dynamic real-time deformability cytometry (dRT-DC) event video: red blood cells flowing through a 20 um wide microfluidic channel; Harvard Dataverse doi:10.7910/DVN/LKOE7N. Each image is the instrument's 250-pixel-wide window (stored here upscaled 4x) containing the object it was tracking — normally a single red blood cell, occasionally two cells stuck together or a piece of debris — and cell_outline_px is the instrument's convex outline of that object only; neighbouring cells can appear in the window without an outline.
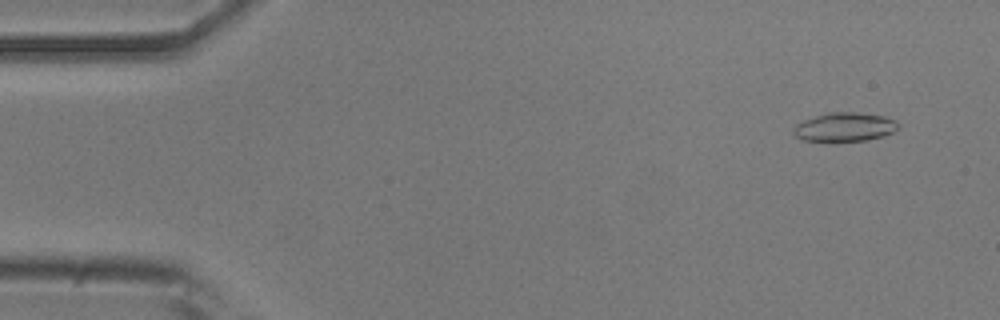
{"species": "common noctule bat (a hibernating species)", "species_latin": "Nyctalus noctula", "temperature_condition": "room temperature", "stored_images_in_passage": 25, "camera_frame_rate_fps": 3000, "um_per_image_px": 0.085, "animal": {"sex": "male", "body_mass_g": 20.5, "forearm_length_mm": 52.5}, "frame": {"image": 1, "passage_image": 4, "time_ms": 1.0, "image_size_px": [1000, 320], "cell_outline_px": [[900, 124], [892, 132], [884, 136], [868, 140], [800, 140], [792, 132], [792, 128], [796, 124], [804, 120], [828, 112], [856, 112], [884, 116], [896, 120]], "centroid_in_image_um": [71.79, 10.78], "position_along_channel_um": 13.2, "area_um2": 17.46}}
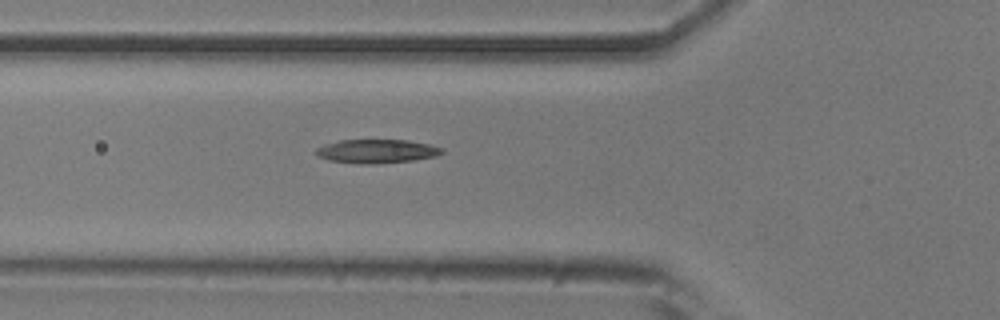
{"frame": {"image": 2, "passage_image": 19, "time_ms": 6.0, "image_size_px": [1000, 320], "cell_outline_px": [[444, 152], [436, 156], [412, 160], [328, 160], [320, 156], [316, 152], [316, 148], [324, 144], [340, 140], [408, 140], [432, 144], [444, 148]], "centroid_in_image_um": [32.12, 12.77], "position_along_channel_um": 93.7, "area_um2": 16.07}}
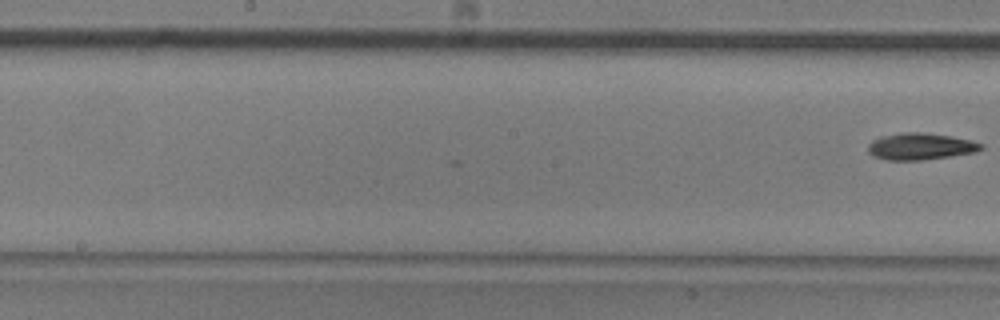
{"frame": {"image": 3, "passage_image": 25, "time_ms": 8.0, "image_size_px": [1000, 320], "cell_outline_px": [[984, 148], [976, 152], [924, 160], [884, 160], [872, 156], [868, 152], [868, 144], [872, 140], [880, 136], [900, 132], [924, 132], [952, 136], [972, 140], [984, 144]], "centroid_in_image_um": [78.23, 12.44], "position_along_channel_um": 170.0, "area_um2": 17.98}}